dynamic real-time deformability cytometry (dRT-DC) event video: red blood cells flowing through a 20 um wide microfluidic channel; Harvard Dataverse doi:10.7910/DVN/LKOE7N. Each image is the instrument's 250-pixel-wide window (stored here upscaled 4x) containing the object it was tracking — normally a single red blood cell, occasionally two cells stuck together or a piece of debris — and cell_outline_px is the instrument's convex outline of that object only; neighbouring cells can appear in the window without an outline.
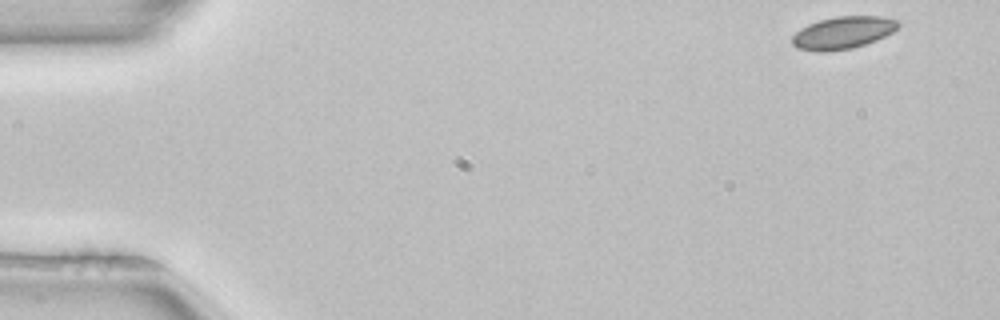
{"species": "common noctule bat (a hibernating species)", "species_latin": "Nyctalus noctula", "temperature_condition": "room temperature", "stored_images_in_passage": 51, "segment_of_instrument_passage": [1, 2], "camera_frame_rate_fps": 3000, "um_per_image_px": 0.085, "animal": {"sex": "female", "body_mass_g": 22.7, "forearm_length_mm": 54.2}, "frame": {"image": 1, "passage_image": 1, "time_ms": 0.0, "image_size_px": [1000, 320], "cell_outline_px": [[900, 24], [892, 32], [876, 40], [852, 48], [824, 52], [816, 52], [796, 48], [792, 44], [792, 36], [800, 28], [808, 24], [820, 20], [836, 16], [884, 16], [900, 20]], "centroid_in_image_um": [71.64, 2.77], "position_along_channel_um": 13.4, "area_um2": 20.11}}
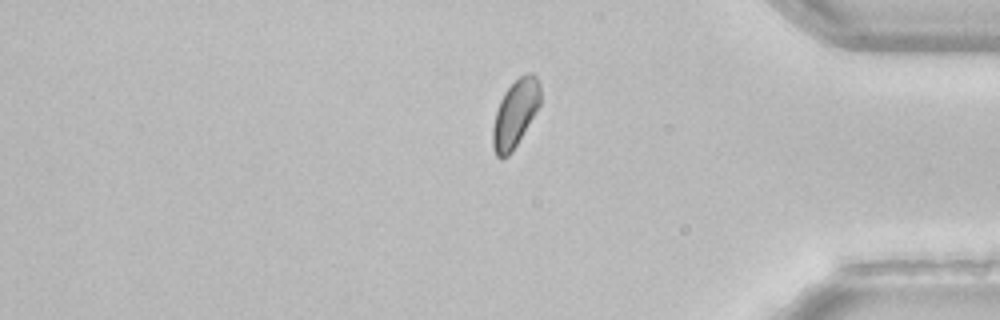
{"frame": {"image": 2, "passage_image": 41, "time_ms": 13.333, "image_size_px": [1000, 320], "cell_outline_px": [[540, 104], [512, 152], [508, 156], [500, 160], [496, 156], [492, 148], [492, 128], [496, 112], [500, 100], [504, 92], [520, 76], [528, 72], [532, 72], [536, 76], [540, 84]], "centroid_in_image_um": [43.77, 9.67], "position_along_channel_um": 391.4, "area_um2": 18.61}}